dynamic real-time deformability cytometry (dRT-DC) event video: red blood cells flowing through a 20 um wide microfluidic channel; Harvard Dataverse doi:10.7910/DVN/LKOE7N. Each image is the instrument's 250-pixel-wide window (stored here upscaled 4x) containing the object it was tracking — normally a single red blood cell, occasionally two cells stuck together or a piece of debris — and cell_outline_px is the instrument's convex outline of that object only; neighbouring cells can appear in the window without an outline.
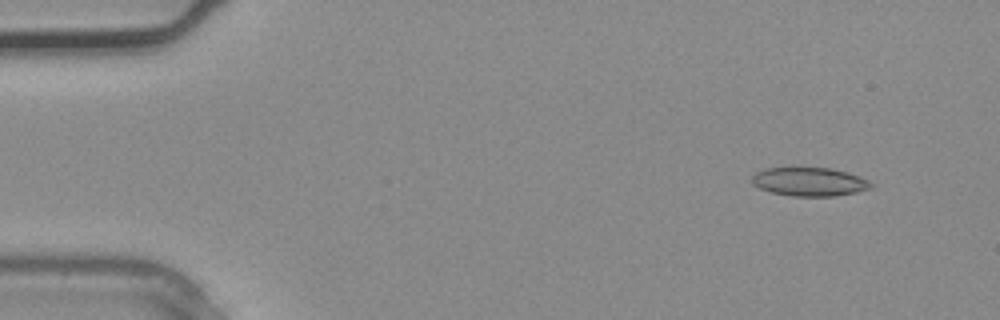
{"species": "common noctule bat (a hibernating species)", "species_latin": "Nyctalus noctula", "temperature_condition": "warm", "stored_images_in_passage": 3, "camera_frame_rate_fps": 3000, "um_per_image_px": 0.085, "animal": {"sex": "male", "body_mass_g": 20.4}, "frame": {"image": 1, "passage_image": 1, "time_ms": 0.0, "image_size_px": [1000, 320], "cell_outline_px": [[872, 188], [856, 192], [836, 196], [792, 196], [772, 192], [760, 188], [752, 184], [752, 176], [756, 172], [764, 168], [828, 168], [848, 172], [860, 176], [868, 180], [872, 184]], "centroid_in_image_um": [68.81, 15.45], "position_along_channel_um": 16.2, "area_um2": 19.83}}
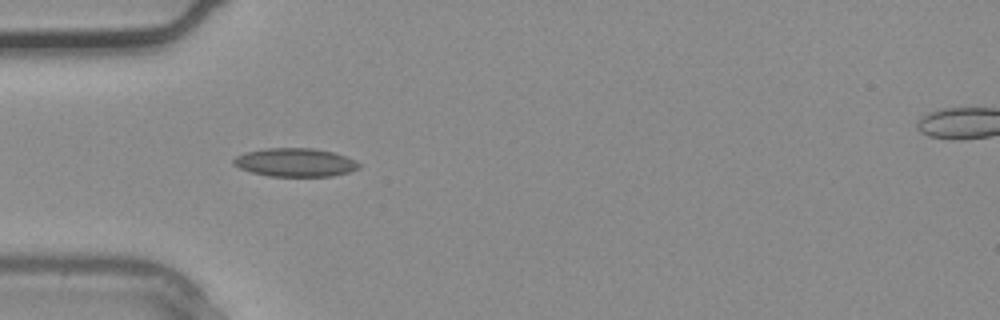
{"frame": {"image": 2, "passage_image": 3, "time_ms": 0.667, "image_size_px": [1000, 320], "cell_outline_px": [[360, 168], [348, 172], [332, 176], [268, 176], [252, 172], [240, 168], [232, 164], [232, 160], [236, 156], [248, 152], [268, 148], [312, 148], [332, 152], [356, 160], [360, 164]], "centroid_in_image_um": [25.09, 13.81], "position_along_channel_um": 59.9, "area_um2": 20.63}}